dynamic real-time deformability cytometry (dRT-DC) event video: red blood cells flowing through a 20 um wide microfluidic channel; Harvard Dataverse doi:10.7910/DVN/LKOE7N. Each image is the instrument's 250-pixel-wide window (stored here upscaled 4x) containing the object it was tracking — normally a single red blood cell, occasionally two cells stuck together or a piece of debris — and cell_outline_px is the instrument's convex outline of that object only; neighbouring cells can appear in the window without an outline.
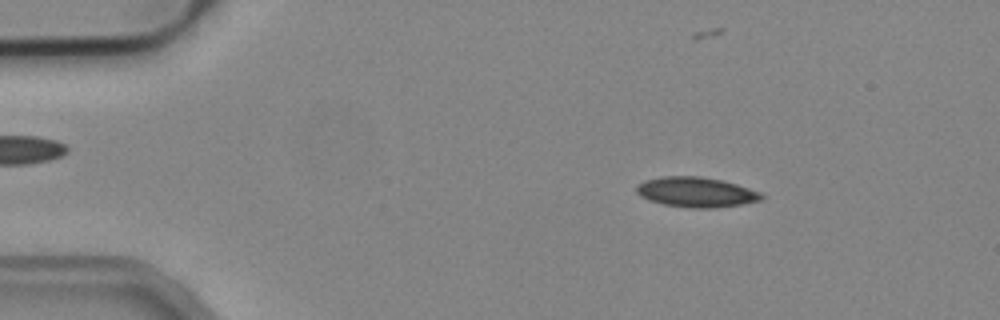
{"species": "common noctule bat (a hibernating species)", "species_latin": "Nyctalus noctula", "temperature_condition": "cold", "stored_images_in_passage": 47, "camera_frame_rate_fps": 3000, "um_per_image_px": 0.085, "animal": {"sex": "male", "body_mass_g": 19.2, "forearm_length_mm": 51.8}, "frame": {"image": 1, "passage_image": 2, "time_ms": 0.333, "image_size_px": [1000, 320], "cell_outline_px": [[764, 196], [760, 200], [740, 204], [716, 208], [692, 208], [664, 204], [648, 200], [640, 196], [636, 192], [636, 188], [644, 180], [664, 176], [700, 176], [720, 180], [736, 184], [760, 192]], "centroid_in_image_um": [59.15, 16.33], "position_along_channel_um": 25.9, "area_um2": 21.68}}
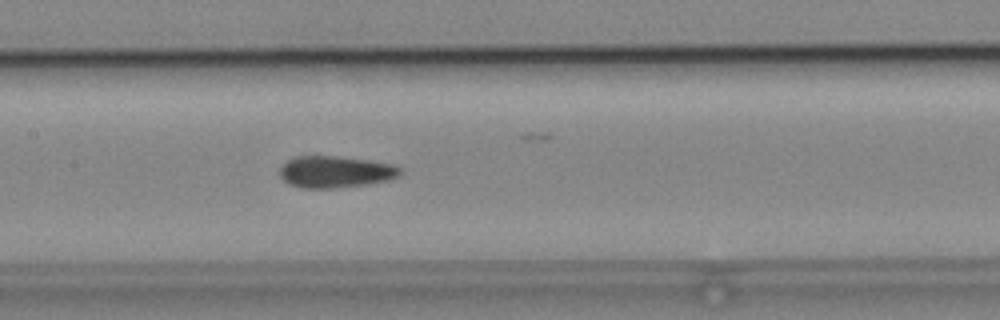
{"frame": {"image": 2, "passage_image": 19, "time_ms": 6.0, "image_size_px": [1000, 320], "cell_outline_px": [[404, 172], [400, 176], [388, 180], [368, 184], [332, 188], [304, 188], [288, 184], [280, 176], [280, 168], [288, 160], [296, 156], [336, 156], [368, 160], [392, 164], [400, 168]], "centroid_in_image_um": [28.53, 14.61], "position_along_channel_um": 178.9, "area_um2": 22.25}}
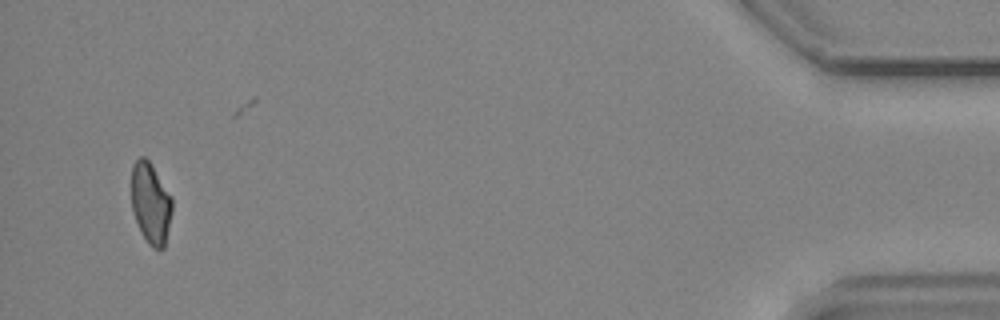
{"frame": {"image": 3, "passage_image": 44, "time_ms": 14.333, "image_size_px": [1000, 320], "cell_outline_px": [[172, 212], [164, 248], [152, 248], [148, 244], [140, 232], [132, 208], [132, 164], [140, 156], [144, 156], [152, 164], [172, 196]], "centroid_in_image_um": [12.82, 17.26], "position_along_channel_um": 422.4, "area_um2": 19.36}, "authors_computed_cell_mechanics": {"area_um2": 21.4438, "velocity_mm_per_s": 3.9205, "shape_relaxation_time_tau1_ms": 6.8577, "shape_relaxation_time_tau2_ms": 5.9154, "deformation_change_tau1": 0.1315, "deformation_change_tau2": 0.1353}}